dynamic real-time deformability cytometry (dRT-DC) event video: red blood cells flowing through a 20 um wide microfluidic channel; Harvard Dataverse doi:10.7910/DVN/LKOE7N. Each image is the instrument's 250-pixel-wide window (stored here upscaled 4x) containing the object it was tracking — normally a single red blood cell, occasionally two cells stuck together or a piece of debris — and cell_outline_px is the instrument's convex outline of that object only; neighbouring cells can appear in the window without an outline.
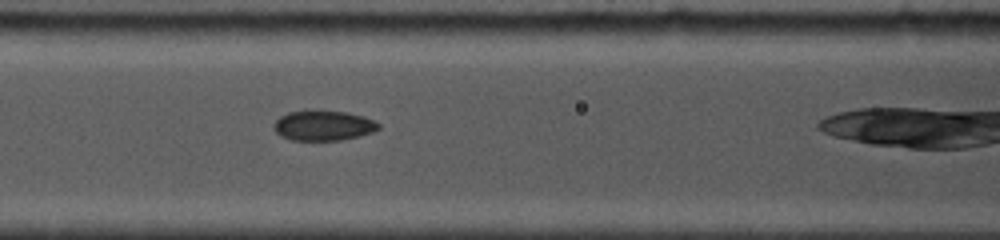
{"species": "common noctule bat (a hibernating species)", "species_latin": "Nyctalus noctula", "temperature_condition": "cold", "stored_images_in_passage": 22, "camera_frame_rate_fps": 5000, "um_per_image_px": 0.085, "animal": {"sex": "female", "body_mass_g": 19.0, "forearm_length_mm": 53.3}, "frame": {"image": 1, "passage_image": 4, "time_ms": 1.6, "image_size_px": [1000, 240], "cell_outline_px": [[380, 128], [372, 132], [360, 136], [340, 140], [292, 140], [280, 136], [272, 128], [272, 124], [280, 116], [288, 112], [308, 108], [316, 108], [348, 112], [364, 116], [376, 120], [380, 124]], "centroid_in_image_um": [27.47, 10.62], "position_along_channel_um": 139.1, "area_um2": 19.19}}
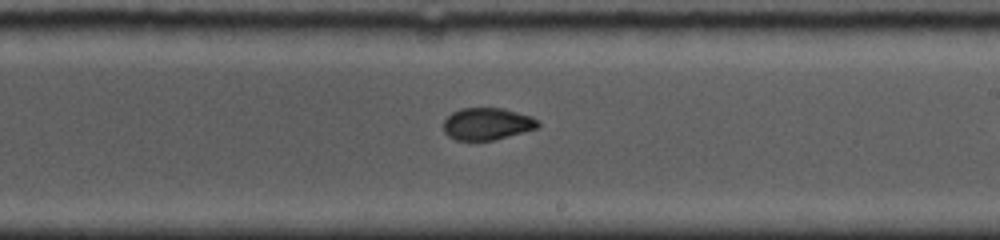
{"frame": {"image": 2, "passage_image": 10, "time_ms": 4.4, "image_size_px": [1000, 240], "cell_outline_px": [[540, 124], [536, 128], [492, 140], [456, 140], [448, 136], [444, 132], [444, 120], [452, 112], [460, 108], [500, 108], [532, 116], [540, 120]], "centroid_in_image_um": [41.39, 10.52], "position_along_channel_um": 247.6, "area_um2": 17.51}}
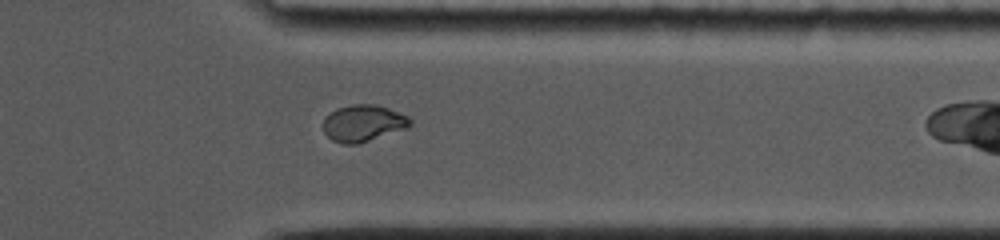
{"frame": {"image": 3, "passage_image": 17, "time_ms": 7.8, "image_size_px": [1000, 240], "cell_outline_px": [[412, 124], [408, 128], [360, 144], [344, 144], [332, 140], [324, 132], [324, 116], [336, 108], [352, 104], [376, 104], [388, 108], [408, 116], [412, 120]], "centroid_in_image_um": [30.89, 10.47], "position_along_channel_um": 380.5, "area_um2": 18.84}}